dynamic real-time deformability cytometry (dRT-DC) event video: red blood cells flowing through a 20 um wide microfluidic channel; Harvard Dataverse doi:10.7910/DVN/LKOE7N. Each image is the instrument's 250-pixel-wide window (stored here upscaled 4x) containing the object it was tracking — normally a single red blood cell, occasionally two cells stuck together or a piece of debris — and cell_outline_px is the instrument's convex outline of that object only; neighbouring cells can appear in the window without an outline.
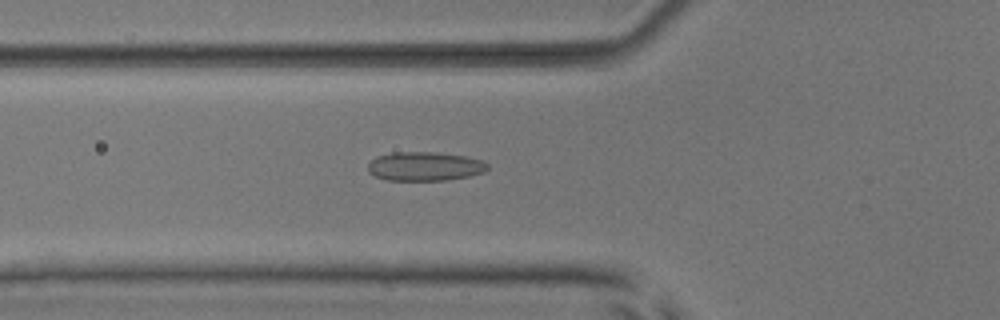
{"species": "common noctule bat (a hibernating species)", "species_latin": "Nyctalus noctula", "temperature_condition": "room temperature", "stored_images_in_passage": 33, "camera_frame_rate_fps": 3000, "um_per_image_px": 0.085, "animal": {"sex": "male", "body_mass_g": 17.9, "forearm_length_mm": 54.2}, "frame": {"image": 1, "passage_image": 5, "time_ms": 1.333, "image_size_px": [1000, 320], "cell_outline_px": [[488, 168], [484, 172], [468, 176], [448, 180], [388, 180], [376, 176], [368, 172], [368, 164], [376, 156], [392, 152], [436, 152], [464, 156], [480, 160], [488, 164]], "centroid_in_image_um": [36.08, 14.13], "position_along_channel_um": 89.7, "area_um2": 20.11}}
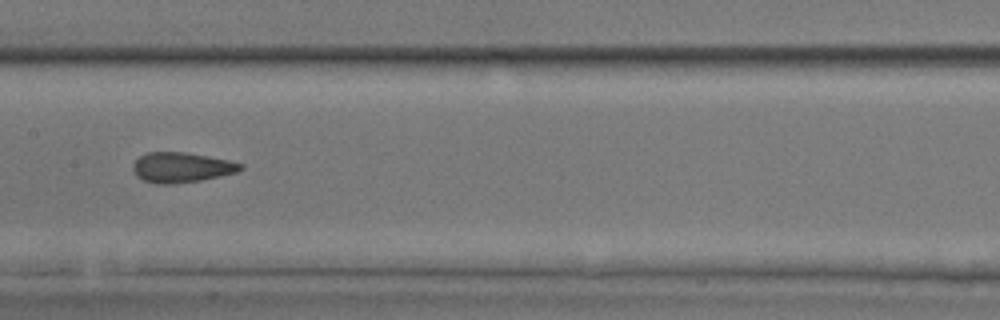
{"frame": {"image": 2, "passage_image": 13, "time_ms": 4.0, "image_size_px": [1000, 320], "cell_outline_px": [[244, 168], [236, 172], [220, 176], [200, 180], [172, 184], [156, 184], [144, 180], [136, 176], [132, 168], [132, 164], [140, 156], [148, 152], [184, 152], [208, 156], [228, 160], [244, 164]], "centroid_in_image_um": [15.41, 14.23], "position_along_channel_um": 192.0, "area_um2": 18.84}}
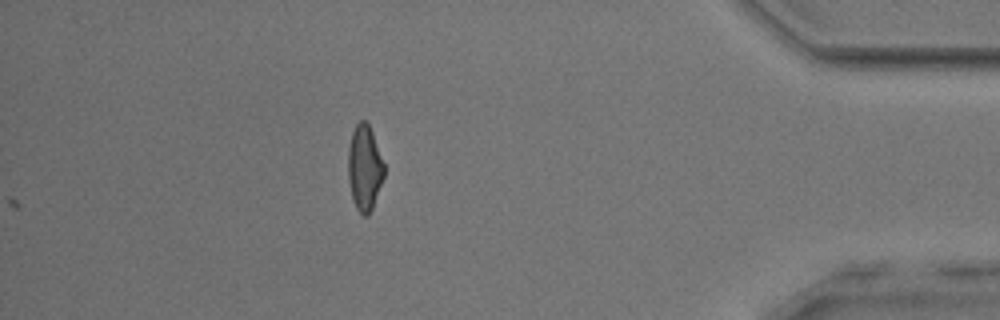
{"frame": {"image": 3, "passage_image": 33, "time_ms": 10.667, "image_size_px": [1000, 320], "cell_outline_px": [[384, 176], [372, 208], [368, 216], [364, 216], [356, 208], [352, 200], [348, 180], [348, 148], [352, 132], [356, 124], [360, 120], [364, 120], [368, 124], [372, 132], [384, 164]], "centroid_in_image_um": [30.97, 14.27], "position_along_channel_um": 404.2, "area_um2": 17.86}, "authors_computed_cell_mechanics": {"area_um2": 18.6116, "velocity_mm_per_s": 3.8236, "shape_relaxation_time_tau1_ms": null, "shape_relaxation_time_tau2_ms": 1.593, "deformation_change_tau1": null, "deformation_change_tau2": 0.0968}}